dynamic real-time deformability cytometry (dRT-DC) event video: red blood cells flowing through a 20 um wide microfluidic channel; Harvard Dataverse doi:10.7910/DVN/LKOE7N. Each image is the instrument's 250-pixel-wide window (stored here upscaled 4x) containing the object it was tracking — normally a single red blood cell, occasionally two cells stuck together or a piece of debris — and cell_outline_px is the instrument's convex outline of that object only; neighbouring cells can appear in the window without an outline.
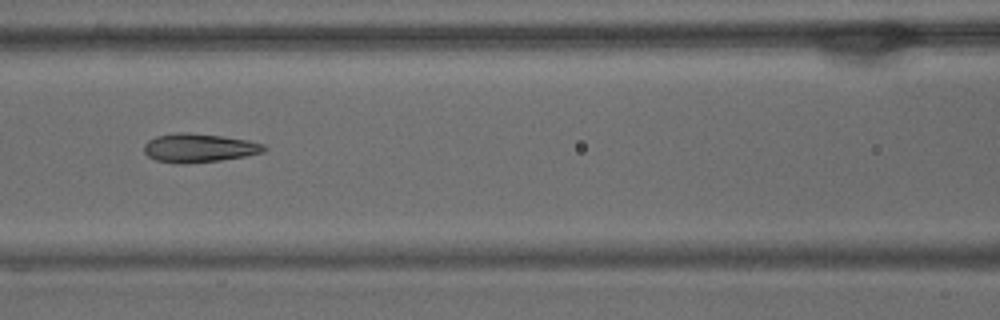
{"species": "common noctule bat (a hibernating species)", "species_latin": "Nyctalus noctula", "temperature_condition": "warm", "stored_images_in_passage": 19, "camera_frame_rate_fps": 3000, "um_per_image_px": 0.085, "animal": {"sex": "male", "body_mass_g": 15.6}, "frame": {"image": 1, "passage_image": 9, "time_ms": 2.667, "image_size_px": [1000, 320], "cell_outline_px": [[268, 148], [264, 152], [244, 156], [220, 160], [184, 164], [176, 164], [156, 160], [148, 156], [144, 152], [144, 144], [148, 140], [156, 136], [176, 132], [188, 132], [224, 136], [248, 140], [264, 144]], "centroid_in_image_um": [16.9, 12.57], "position_along_channel_um": 149.7, "area_um2": 20.29}}
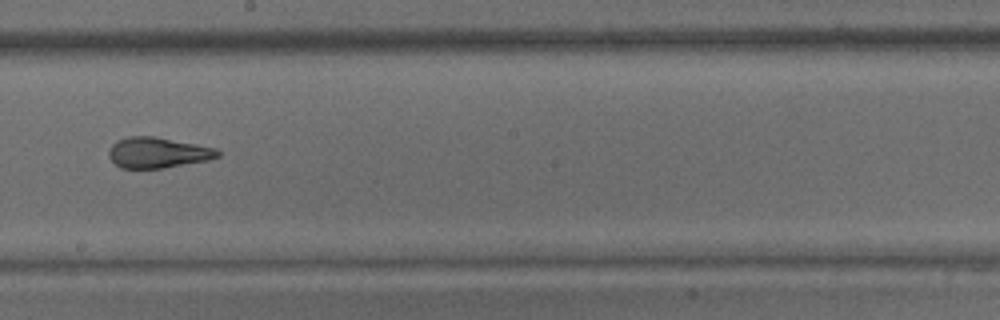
{"frame": {"image": 2, "passage_image": 16, "time_ms": 5.0, "image_size_px": [1000, 320], "cell_outline_px": [[220, 156], [208, 160], [164, 168], [120, 168], [108, 156], [108, 148], [116, 140], [128, 136], [152, 136], [196, 144], [216, 148], [220, 152]], "centroid_in_image_um": [13.38, 12.97], "position_along_channel_um": 234.8, "area_um2": 19.48}}